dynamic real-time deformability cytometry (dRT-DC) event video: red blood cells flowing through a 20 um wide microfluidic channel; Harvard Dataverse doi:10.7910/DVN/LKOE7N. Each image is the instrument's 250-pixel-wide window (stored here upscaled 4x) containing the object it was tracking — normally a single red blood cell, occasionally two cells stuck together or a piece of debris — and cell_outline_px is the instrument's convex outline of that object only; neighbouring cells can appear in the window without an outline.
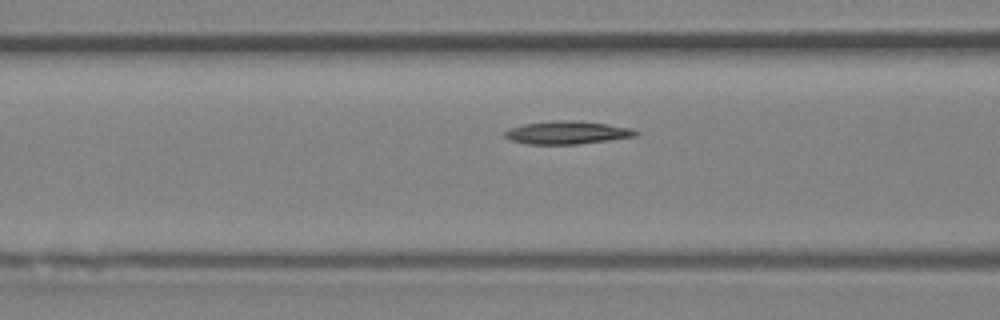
{"species": "Egyptian fruit bat (a non-hibernating species)", "species_latin": "Rousettus aegyptiacus", "temperature_condition": "room temperature", "stored_images_in_passage": 29, "camera_frame_rate_fps": 3000, "um_per_image_px": 0.085, "animal": {"sex": "female"}, "frame": {"image": 1, "passage_image": 13, "time_ms": 4.0, "image_size_px": [1000, 320], "cell_outline_px": [[640, 132], [636, 136], [608, 140], [576, 144], [524, 144], [512, 140], [504, 136], [504, 132], [508, 128], [524, 124], [552, 120], [572, 120], [608, 124], [632, 128]], "centroid_in_image_um": [48.19, 11.26], "position_along_channel_um": 118.4, "area_um2": 17.57}}